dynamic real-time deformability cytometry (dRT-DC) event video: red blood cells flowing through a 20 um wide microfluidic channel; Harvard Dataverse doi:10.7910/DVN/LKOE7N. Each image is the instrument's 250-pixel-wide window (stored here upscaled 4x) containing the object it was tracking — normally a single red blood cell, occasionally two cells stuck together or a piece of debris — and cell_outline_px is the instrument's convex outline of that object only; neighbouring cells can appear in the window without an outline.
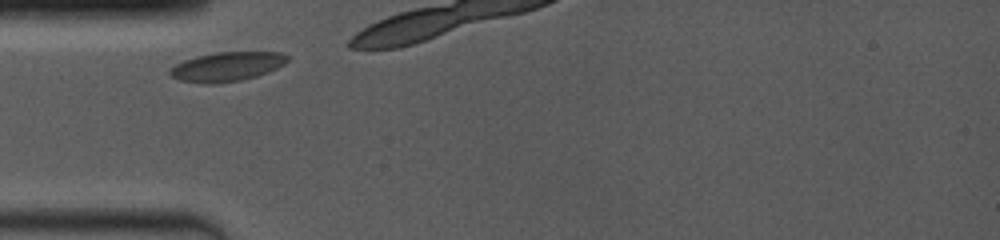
{"species": "common noctule bat (a hibernating species)", "species_latin": "Nyctalus noctula", "temperature_condition": "room temperature", "stored_images_in_passage": 4, "camera_frame_rate_fps": 4000, "um_per_image_px": 0.085, "animal": {"sex": "female", "body_mass_g": 19.0, "forearm_length_mm": 53.3}, "frame": {"image": 1, "passage_image": 1, "time_ms": 0.0, "image_size_px": [1000, 240], "cell_outline_px": [[288, 60], [284, 64], [268, 72], [256, 76], [240, 80], [212, 84], [204, 84], [180, 80], [172, 76], [168, 72], [168, 68], [184, 60], [196, 56], [216, 52], [280, 52], [288, 56]], "centroid_in_image_um": [19.26, 5.66], "position_along_channel_um": 65.7, "area_um2": 20.0}}